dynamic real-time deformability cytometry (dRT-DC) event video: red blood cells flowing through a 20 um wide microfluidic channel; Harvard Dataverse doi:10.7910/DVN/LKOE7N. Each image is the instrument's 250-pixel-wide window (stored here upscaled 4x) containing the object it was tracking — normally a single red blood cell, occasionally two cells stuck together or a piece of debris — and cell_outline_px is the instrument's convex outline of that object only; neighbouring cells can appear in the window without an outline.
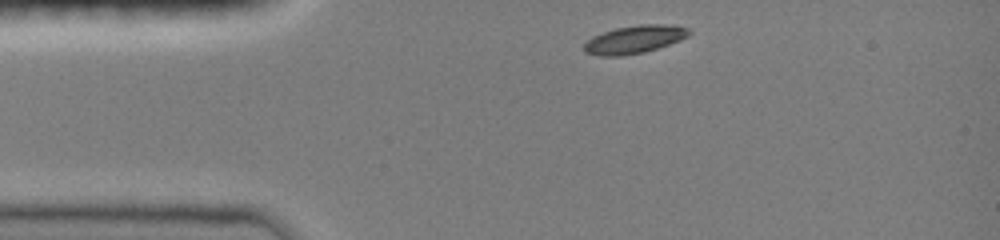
{"species": "common noctule bat (a hibernating species)", "species_latin": "Nyctalus noctula", "temperature_condition": "room temperature", "stored_images_in_passage": 33, "camera_frame_rate_fps": 3000, "um_per_image_px": 0.085, "animal": {"sex": "female", "body_mass_g": 19.0, "forearm_length_mm": 51.5}, "frame": {"image": 1, "passage_image": 1, "time_ms": 0.0, "image_size_px": [1000, 240], "cell_outline_px": [[692, 32], [688, 36], [680, 40], [644, 52], [620, 56], [600, 56], [584, 52], [584, 44], [592, 36], [616, 28], [640, 24], [668, 24], [688, 28]], "centroid_in_image_um": [53.92, 3.35], "position_along_channel_um": 31.1, "area_um2": 16.99}}
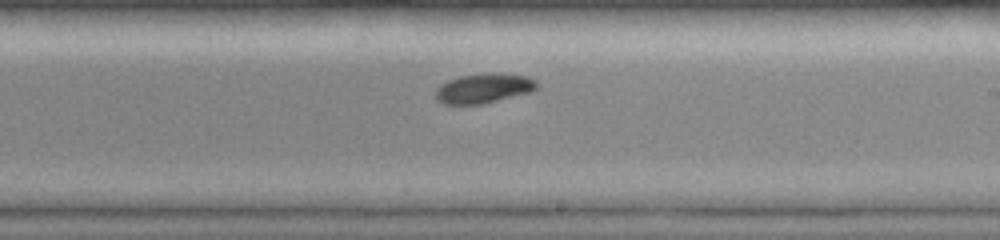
{"frame": {"image": 2, "passage_image": 19, "time_ms": 6.333, "image_size_px": [1000, 240], "cell_outline_px": [[536, 88], [532, 92], [484, 104], [444, 104], [436, 100], [436, 88], [440, 84], [448, 80], [460, 76], [492, 72], [528, 76], [536, 80]], "centroid_in_image_um": [41.12, 7.51], "position_along_channel_um": 247.9, "area_um2": 17.69}}
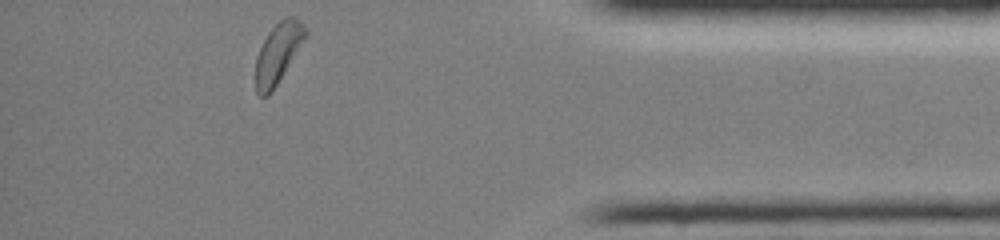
{"frame": {"image": 3, "passage_image": 33, "time_ms": 11.0, "image_size_px": [1000, 240], "cell_outline_px": [[308, 32], [276, 84], [268, 96], [260, 96], [256, 92], [256, 56], [268, 32], [284, 16], [296, 16], [308, 28]], "centroid_in_image_um": [23.63, 4.45], "position_along_channel_um": 411.6, "area_um2": 16.99}, "authors_computed_cell_mechanics": {"area_um2": 17.5134, "velocity_mm_per_s": 4.0169, "shape_relaxation_time_tau1_ms": 2.3389, "shape_relaxation_time_tau2_ms": null, "deformation_change_tau1": 0.1038, "deformation_change_tau2": null}}